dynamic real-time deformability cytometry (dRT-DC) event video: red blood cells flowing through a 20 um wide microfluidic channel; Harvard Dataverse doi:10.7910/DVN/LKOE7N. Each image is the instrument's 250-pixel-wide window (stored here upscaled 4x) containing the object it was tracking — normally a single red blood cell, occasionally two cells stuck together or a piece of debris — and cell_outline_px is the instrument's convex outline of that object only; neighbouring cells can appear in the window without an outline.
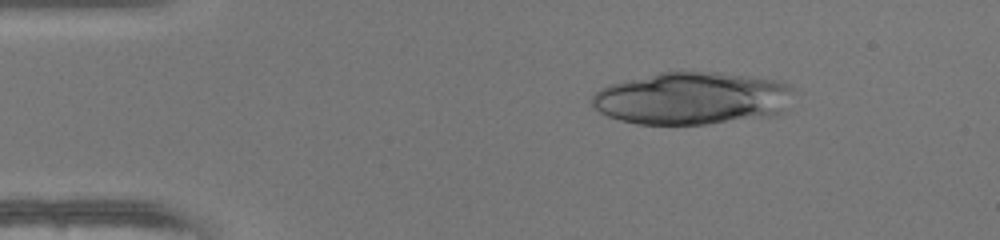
{"species": "human", "species_latin": "Homo sapiens", "temperature_condition": "warm", "stored_images_in_passage": 17, "camera_frame_rate_fps": 3000, "um_per_image_px": 0.085, "donor": {"sex": "female"}, "frame": {"image": 1, "passage_image": 7, "time_ms": 2.0, "image_size_px": [1000, 240], "cell_outline_px": [[800, 92], [784, 112], [772, 116], [704, 124], [636, 124], [620, 120], [608, 116], [592, 108], [592, 96], [600, 88], [608, 84], [624, 80], [660, 72], [680, 68], [692, 68], [776, 80], [792, 84]], "centroid_in_image_um": [58.91, 8.31], "position_along_channel_um": 26.1, "area_um2": 63.81}}